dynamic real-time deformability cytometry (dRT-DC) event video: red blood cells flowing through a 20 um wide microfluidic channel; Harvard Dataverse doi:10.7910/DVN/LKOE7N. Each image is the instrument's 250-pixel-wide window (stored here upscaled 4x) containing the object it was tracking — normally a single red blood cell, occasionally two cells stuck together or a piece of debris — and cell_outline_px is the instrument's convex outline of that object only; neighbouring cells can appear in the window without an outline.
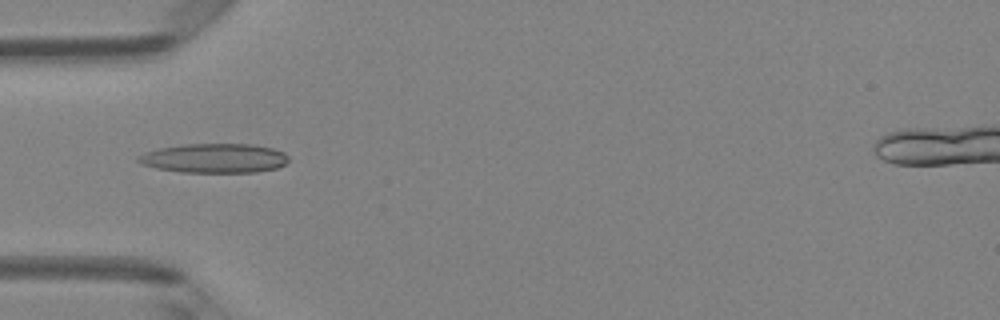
{"species": "Egyptian fruit bat (a non-hibernating species)", "species_latin": "Rousettus aegyptiacus", "temperature_condition": "room temperature", "stored_images_in_passage": 48, "camera_frame_rate_fps": 3000, "um_per_image_px": 0.085, "animal": {"sex": "female"}, "frame": {"image": 1, "passage_image": 15, "time_ms": 4.667, "image_size_px": [1000, 320], "cell_outline_px": [[288, 160], [284, 164], [276, 168], [256, 172], [180, 172], [156, 168], [144, 164], [136, 160], [136, 156], [144, 152], [160, 148], [184, 144], [252, 144], [272, 148], [284, 152], [288, 156]], "centroid_in_image_um": [18.21, 13.44], "position_along_channel_um": 66.8, "area_um2": 25.66}}
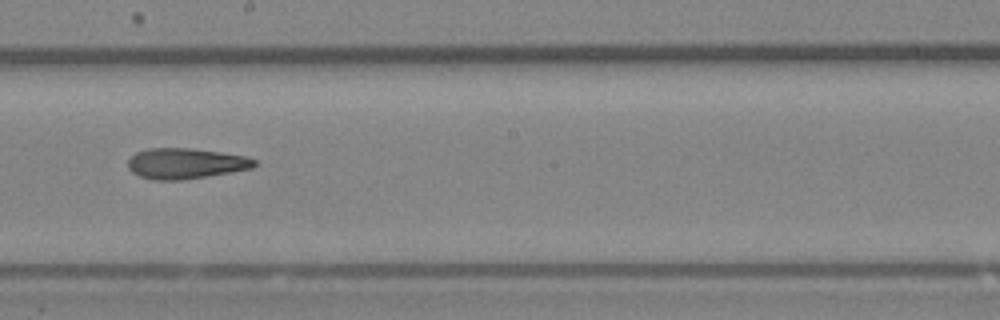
{"frame": {"image": 2, "passage_image": 27, "time_ms": 8.667, "image_size_px": [1000, 320], "cell_outline_px": [[256, 164], [252, 168], [184, 180], [152, 180], [140, 176], [132, 172], [128, 168], [128, 160], [136, 152], [148, 148], [188, 148], [220, 152], [244, 156], [256, 160]], "centroid_in_image_um": [15.74, 13.9], "position_along_channel_um": 232.5, "area_um2": 22.43}}
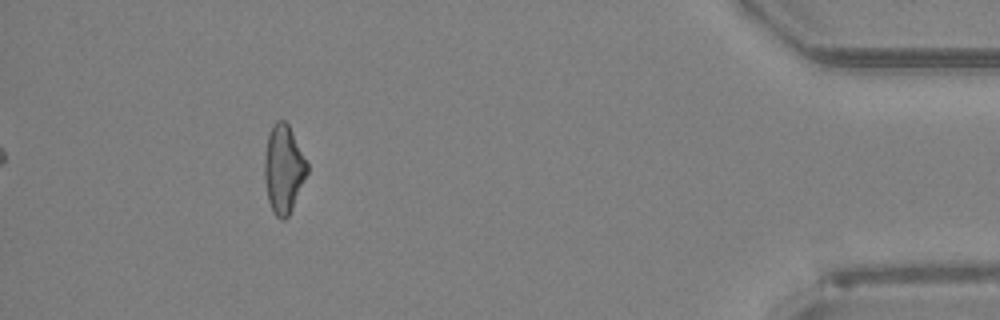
{"frame": {"image": 3, "passage_image": 44, "time_ms": 14.333, "image_size_px": [1000, 320], "cell_outline_px": [[308, 172], [292, 208], [288, 216], [284, 220], [280, 220], [272, 212], [268, 200], [264, 180], [264, 156], [268, 136], [272, 124], [276, 120], [284, 120], [288, 124], [308, 164]], "centroid_in_image_um": [24.08, 14.38], "position_along_channel_um": 411.1, "area_um2": 21.91}, "authors_computed_cell_mechanics": {"area_um2": 22.7154, "velocity_mm_per_s": 4.1581, "shape_relaxation_time_tau1_ms": null, "shape_relaxation_time_tau2_ms": 5.9293, "deformation_change_tau1": null, "deformation_change_tau2": 0.1924}}